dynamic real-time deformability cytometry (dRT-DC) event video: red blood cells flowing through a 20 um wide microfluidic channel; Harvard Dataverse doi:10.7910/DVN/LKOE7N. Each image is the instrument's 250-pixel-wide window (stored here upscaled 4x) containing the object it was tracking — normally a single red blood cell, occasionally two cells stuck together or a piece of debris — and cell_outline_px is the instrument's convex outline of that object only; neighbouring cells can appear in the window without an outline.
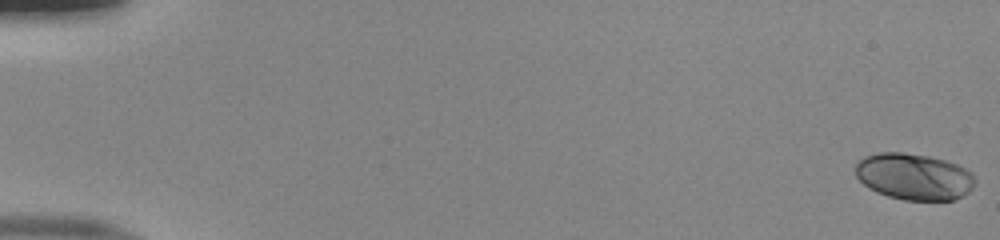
{"species": "human", "species_latin": "Homo sapiens", "temperature_condition": "room temperature", "stored_images_in_passage": 18, "camera_frame_rate_fps": 3000, "um_per_image_px": 0.085, "donor": {"sex": "male"}, "frame": {"image": 1, "passage_image": 1, "time_ms": 0.0, "image_size_px": [1000, 240], "cell_outline_px": [[976, 180], [972, 188], [968, 192], [952, 200], [904, 200], [888, 196], [876, 192], [868, 188], [856, 176], [856, 164], [864, 156], [880, 152], [900, 152], [928, 156], [944, 160], [956, 164], [972, 172]], "centroid_in_image_um": [77.68, 15.01], "position_along_channel_um": 7.3, "area_um2": 32.31}}
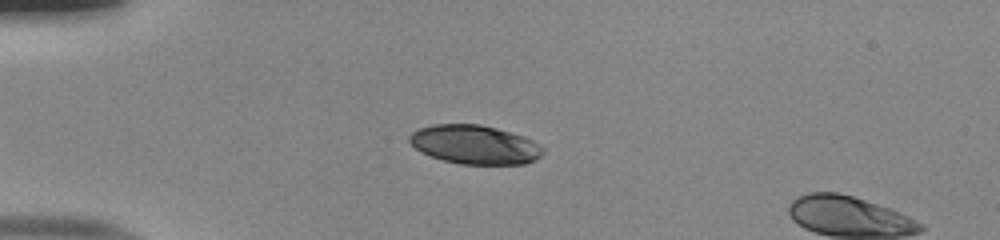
{"frame": {"image": 2, "passage_image": 15, "time_ms": 4.667, "image_size_px": [1000, 240], "cell_outline_px": [[544, 152], [536, 160], [524, 164], [460, 164], [444, 160], [420, 152], [408, 140], [408, 136], [412, 132], [420, 128], [436, 124], [480, 124], [496, 128], [524, 136], [532, 140], [544, 148]], "centroid_in_image_um": [40.37, 12.29], "position_along_channel_um": 44.6, "area_um2": 30.23}}